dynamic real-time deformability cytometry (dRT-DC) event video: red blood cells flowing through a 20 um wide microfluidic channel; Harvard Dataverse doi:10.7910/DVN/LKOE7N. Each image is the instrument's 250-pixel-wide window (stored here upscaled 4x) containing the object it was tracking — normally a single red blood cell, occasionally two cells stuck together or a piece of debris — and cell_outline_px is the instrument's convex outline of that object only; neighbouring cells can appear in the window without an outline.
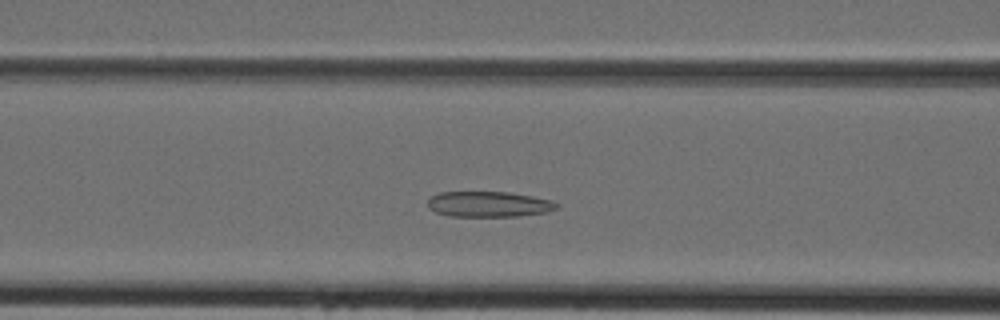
{"species": "Egyptian fruit bat (a non-hibernating species)", "species_latin": "Rousettus aegyptiacus", "temperature_condition": "cold", "stored_images_in_passage": 37, "camera_frame_rate_fps": 3000, "um_per_image_px": 0.085, "animal": {"sex": "female"}, "frame": {"image": 1, "passage_image": 11, "time_ms": 3.333, "image_size_px": [1000, 320], "cell_outline_px": [[560, 204], [556, 208], [548, 212], [520, 216], [448, 216], [436, 212], [428, 208], [428, 196], [440, 192], [508, 192], [532, 196], [552, 200]], "centroid_in_image_um": [41.53, 17.35], "position_along_channel_um": 125.1, "area_um2": 19.36}}
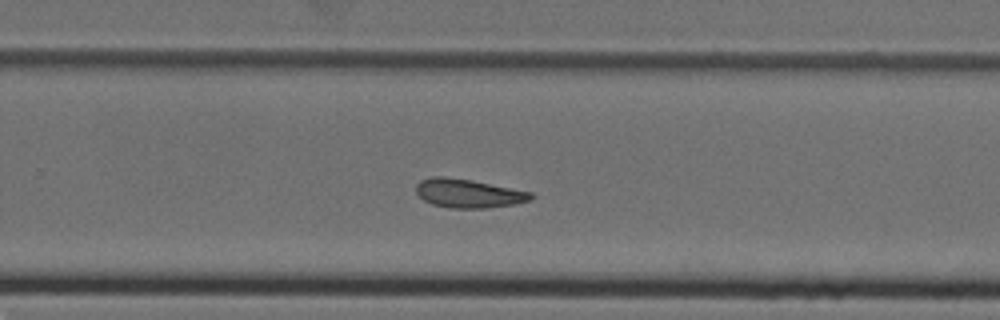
{"frame": {"image": 2, "passage_image": 22, "time_ms": 7.0, "image_size_px": [1000, 320], "cell_outline_px": [[536, 196], [532, 200], [516, 204], [488, 208], [452, 208], [432, 204], [424, 200], [416, 192], [416, 184], [420, 180], [432, 176], [444, 176], [472, 180], [532, 192]], "centroid_in_image_um": [39.84, 16.43], "position_along_channel_um": 290.0, "area_um2": 19.42}}
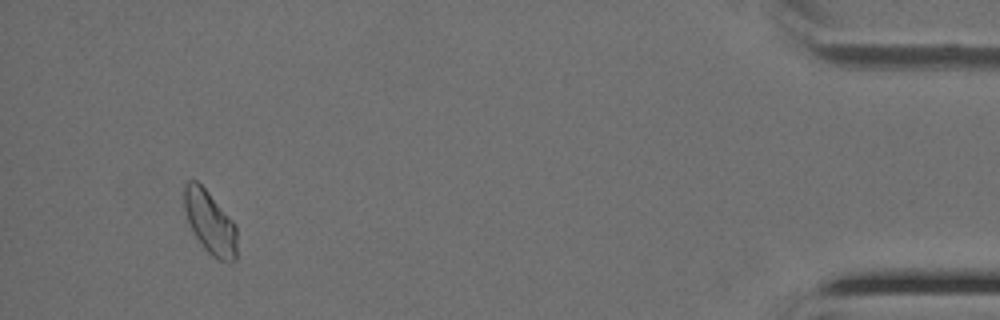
{"frame": {"image": 3, "passage_image": 35, "time_ms": 11.333, "image_size_px": [1000, 320], "cell_outline_px": [[236, 260], [232, 264], [220, 260], [212, 256], [204, 248], [192, 232], [184, 208], [184, 184], [188, 180], [196, 180], [208, 192], [236, 224]], "centroid_in_image_um": [17.85, 18.93], "position_along_channel_um": 417.3, "area_um2": 19.42}}